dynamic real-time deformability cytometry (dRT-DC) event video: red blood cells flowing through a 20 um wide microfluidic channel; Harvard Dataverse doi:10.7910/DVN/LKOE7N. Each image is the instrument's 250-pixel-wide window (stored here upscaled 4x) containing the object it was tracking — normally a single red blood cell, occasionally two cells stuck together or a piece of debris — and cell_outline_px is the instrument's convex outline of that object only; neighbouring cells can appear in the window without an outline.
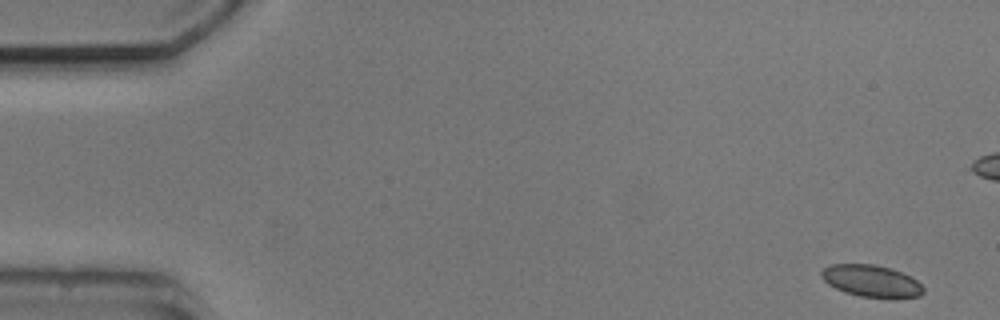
{"species": "common noctule bat (a hibernating species)", "species_latin": "Nyctalus noctula", "temperature_condition": "cold", "stored_images_in_passage": 6, "camera_frame_rate_fps": 3000, "um_per_image_px": 0.085, "animal": {"sex": "male", "body_mass_g": 20.5, "forearm_length_mm": 52.5}, "frame": {"image": 1, "passage_image": 1, "time_ms": 0.0, "image_size_px": [1000, 320], "cell_outline_px": [[924, 292], [920, 296], [896, 300], [892, 300], [860, 296], [844, 292], [828, 284], [820, 276], [820, 272], [824, 268], [832, 264], [876, 264], [892, 268], [912, 276], [924, 288]], "centroid_in_image_um": [74.12, 23.91], "position_along_channel_um": 10.9, "area_um2": 19.59}}
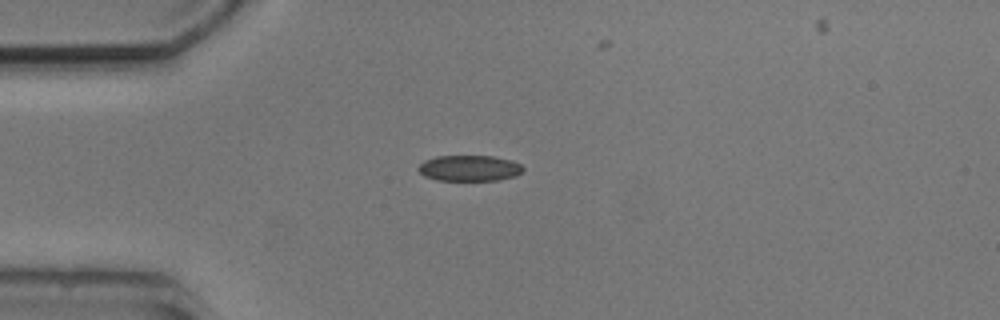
{"frame": {"image": 2, "passage_image": 6, "time_ms": 5.667, "image_size_px": [1000, 320], "cell_outline_px": [[524, 172], [516, 176], [496, 180], [436, 180], [424, 176], [416, 168], [424, 160], [436, 156], [492, 156], [512, 160], [520, 164], [524, 168]], "centroid_in_image_um": [39.9, 14.29], "position_along_channel_um": 45.1, "area_um2": 15.9}}